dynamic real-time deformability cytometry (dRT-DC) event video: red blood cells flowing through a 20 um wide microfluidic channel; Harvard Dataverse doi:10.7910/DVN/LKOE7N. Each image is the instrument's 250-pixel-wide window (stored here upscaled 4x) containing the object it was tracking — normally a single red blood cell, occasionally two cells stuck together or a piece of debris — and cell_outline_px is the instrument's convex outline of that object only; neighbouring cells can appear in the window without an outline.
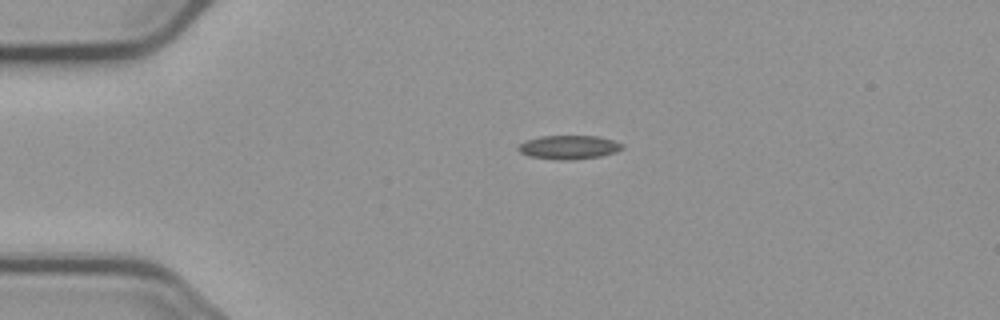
{"species": "common noctule bat (a hibernating species)", "species_latin": "Nyctalus noctula", "temperature_condition": "cold", "stored_images_in_passage": 2, "camera_frame_rate_fps": 3000, "um_per_image_px": 0.085, "animal": {"sex": "male", "body_mass_g": 23.1, "forearm_length_mm": 52.7}, "frame": {"image": 1, "passage_image": 1, "time_ms": 0.0, "image_size_px": [1000, 320], "cell_outline_px": [[624, 148], [616, 152], [600, 156], [572, 160], [560, 160], [528, 156], [520, 152], [516, 148], [524, 140], [540, 136], [596, 136], [612, 140], [624, 144]], "centroid_in_image_um": [48.33, 12.51], "position_along_channel_um": 36.7, "area_um2": 14.51}}